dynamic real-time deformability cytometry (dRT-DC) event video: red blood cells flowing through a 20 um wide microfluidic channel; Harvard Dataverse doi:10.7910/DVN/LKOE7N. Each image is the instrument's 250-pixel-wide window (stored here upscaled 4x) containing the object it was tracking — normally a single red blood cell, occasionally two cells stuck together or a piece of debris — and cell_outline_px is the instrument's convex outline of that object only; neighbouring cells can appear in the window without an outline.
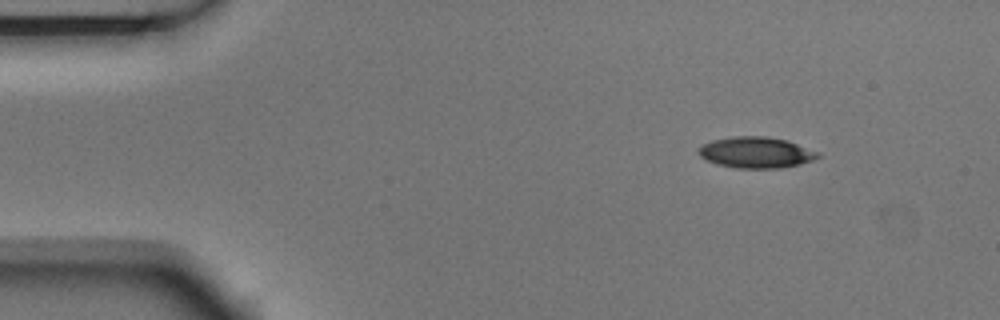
{"species": "Egyptian fruit bat (a non-hibernating species)", "species_latin": "Rousettus aegyptiacus", "temperature_condition": "room temperature", "stored_images_in_passage": 5, "camera_frame_rate_fps": 3000, "um_per_image_px": 0.085, "animal": {"sex": "male"}, "frame": {"image": 1, "passage_image": 1, "time_ms": 0.0, "image_size_px": [1000, 320], "cell_outline_px": [[820, 156], [812, 160], [800, 164], [780, 168], [736, 168], [716, 164], [700, 156], [696, 152], [704, 144], [712, 140], [732, 136], [768, 136], [788, 140], [820, 152]], "centroid_in_image_um": [64.28, 12.95], "position_along_channel_um": 20.7, "area_um2": 21.73}}
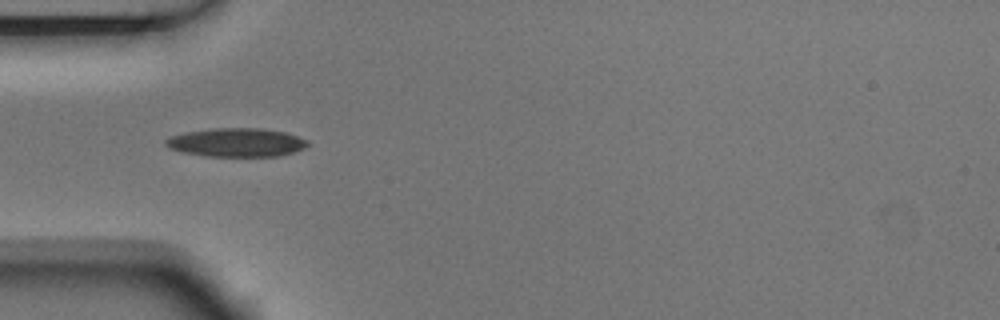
{"frame": {"image": 2, "passage_image": 4, "time_ms": 1.0, "image_size_px": [1000, 320], "cell_outline_px": [[308, 144], [304, 148], [292, 152], [276, 156], [204, 156], [184, 152], [172, 148], [164, 144], [164, 140], [172, 136], [188, 132], [216, 128], [260, 128], [284, 132], [308, 140]], "centroid_in_image_um": [20.11, 12.11], "position_along_channel_um": 64.9, "area_um2": 23.29}}
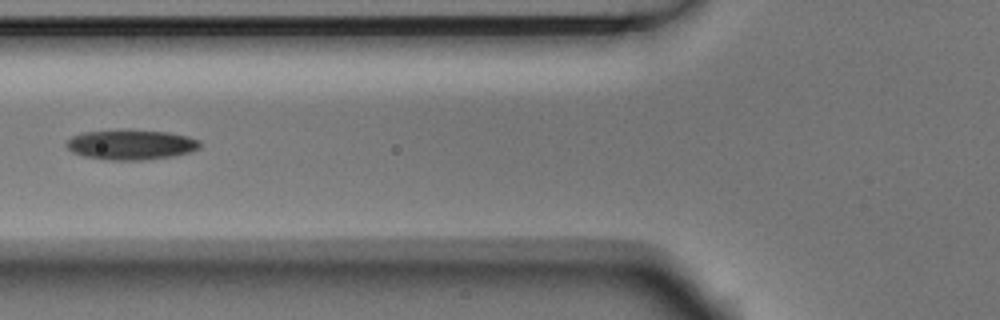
{"frame": {"image": 3, "passage_image": 5, "time_ms": 1.333, "image_size_px": [1000, 320], "cell_outline_px": [[200, 148], [188, 152], [172, 156], [140, 160], [108, 160], [84, 156], [72, 152], [64, 144], [72, 136], [84, 132], [168, 132], [188, 136], [200, 140]], "centroid_in_image_um": [11.14, 12.33], "position_along_channel_um": 114.7, "area_um2": 22.48}}